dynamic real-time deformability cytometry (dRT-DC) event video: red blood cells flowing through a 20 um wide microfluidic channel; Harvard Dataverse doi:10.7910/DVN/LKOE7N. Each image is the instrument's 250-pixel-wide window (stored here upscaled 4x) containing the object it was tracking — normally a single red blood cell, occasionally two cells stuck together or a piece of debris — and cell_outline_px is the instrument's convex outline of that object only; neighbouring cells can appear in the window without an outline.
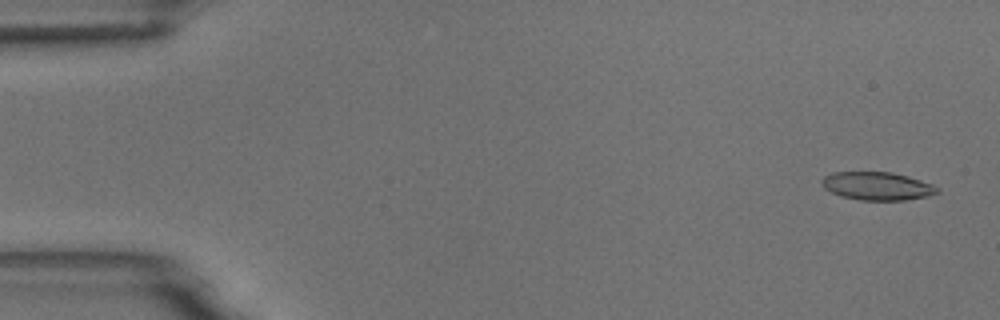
{"species": "common noctule bat (a hibernating species)", "species_latin": "Nyctalus noctula", "temperature_condition": "room temperature", "stored_images_in_passage": 5, "camera_frame_rate_fps": 3000, "um_per_image_px": 0.085, "animal": {"sex": "male", "body_mass_g": 18.8}, "frame": {"image": 1, "passage_image": 1, "time_ms": 0.0, "image_size_px": [1000, 320], "cell_outline_px": [[940, 192], [928, 196], [904, 200], [860, 200], [840, 196], [824, 188], [820, 184], [820, 180], [824, 176], [832, 172], [892, 172], [908, 176], [932, 184], [940, 188]], "centroid_in_image_um": [74.55, 15.81], "position_along_channel_um": 10.5, "area_um2": 19.07}}
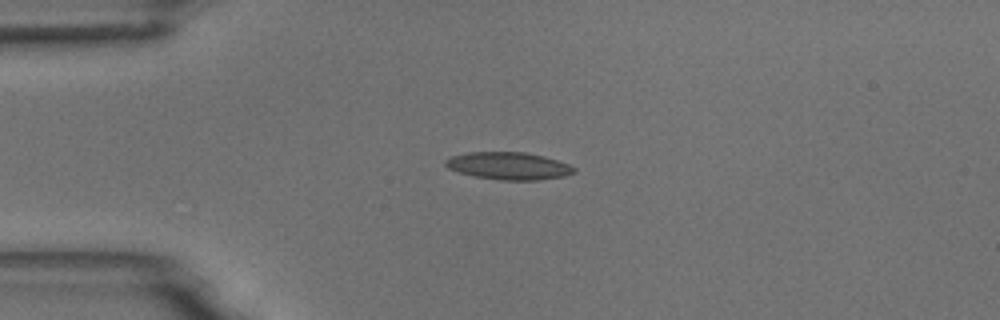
{"frame": {"image": 2, "passage_image": 4, "time_ms": 3.667, "image_size_px": [1000, 320], "cell_outline_px": [[576, 172], [564, 176], [540, 180], [500, 180], [476, 176], [460, 172], [448, 168], [444, 164], [444, 160], [452, 156], [468, 152], [524, 152], [544, 156], [568, 164], [576, 168]], "centroid_in_image_um": [43.25, 14.1], "position_along_channel_um": 41.8, "area_um2": 20.46}}